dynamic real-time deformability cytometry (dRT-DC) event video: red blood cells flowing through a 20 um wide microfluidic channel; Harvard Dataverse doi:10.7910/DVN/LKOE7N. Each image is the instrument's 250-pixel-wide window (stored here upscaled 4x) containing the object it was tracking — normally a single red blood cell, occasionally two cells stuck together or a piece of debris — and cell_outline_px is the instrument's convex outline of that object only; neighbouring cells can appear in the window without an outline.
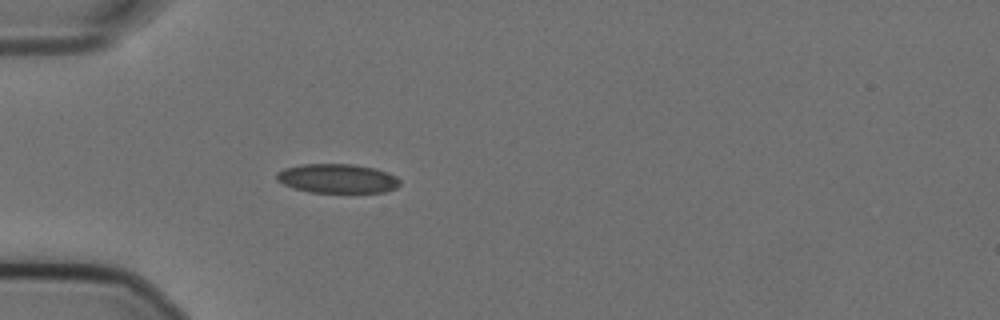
{"species": "Egyptian fruit bat (a non-hibernating species)", "species_latin": "Rousettus aegyptiacus", "temperature_condition": "cold", "stored_images_in_passage": 41, "camera_frame_rate_fps": 3000, "um_per_image_px": 0.085, "animal": {"sex": "female"}, "frame": {"image": 1, "passage_image": 1, "time_ms": 0.0, "image_size_px": [1000, 320], "cell_outline_px": [[400, 184], [396, 188], [384, 192], [308, 192], [292, 188], [276, 180], [276, 172], [284, 168], [304, 164], [352, 164], [376, 168], [388, 172], [396, 176], [400, 180]], "centroid_in_image_um": [28.67, 15.17], "position_along_channel_um": 56.3, "area_um2": 21.1}}
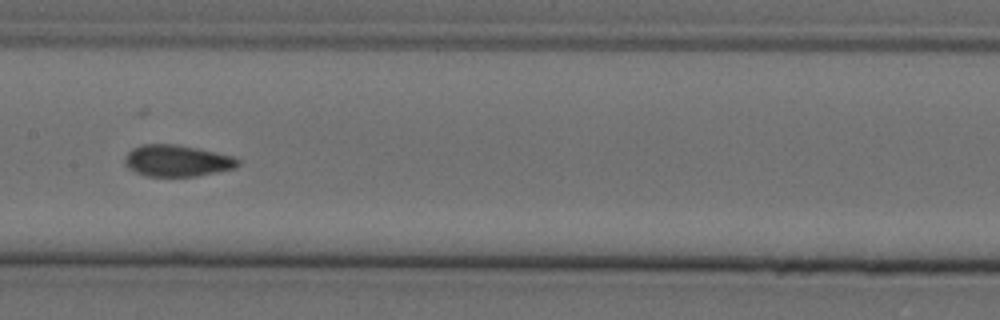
{"frame": {"image": 2, "passage_image": 13, "time_ms": 4.0, "image_size_px": [1000, 320], "cell_outline_px": [[240, 164], [236, 168], [196, 176], [148, 176], [136, 172], [128, 168], [124, 164], [124, 160], [128, 152], [132, 148], [140, 144], [176, 144], [216, 152], [232, 156], [240, 160]], "centroid_in_image_um": [15.04, 13.66], "position_along_channel_um": 192.4, "area_um2": 20.81}}
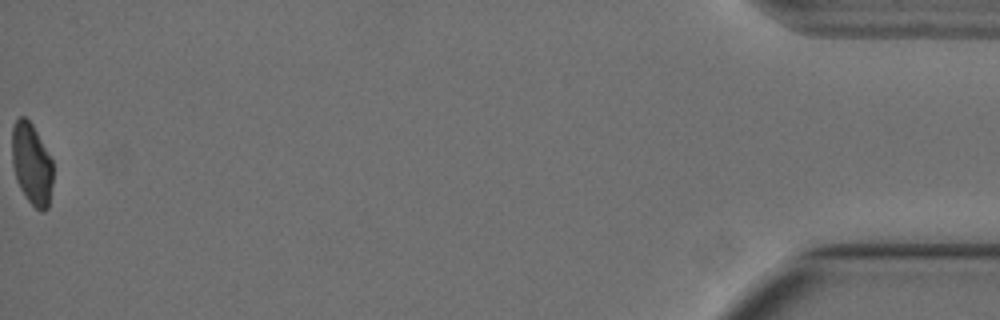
{"frame": {"image": 3, "passage_image": 41, "time_ms": 13.333, "image_size_px": [1000, 320], "cell_outline_px": [[52, 184], [48, 208], [44, 212], [40, 212], [28, 200], [20, 188], [16, 180], [12, 164], [12, 128], [16, 120], [20, 116], [24, 116], [32, 124], [52, 160]], "centroid_in_image_um": [2.68, 13.96], "position_along_channel_um": 432.5, "area_um2": 19.42}, "authors_computed_cell_mechanics": {"area_um2": 20.7502, "velocity_mm_per_s": 3.573, "shape_relaxation_time_tau1_ms": null, "shape_relaxation_time_tau2_ms": 1.6479, "deformation_change_tau1": null, "deformation_change_tau2": 0.0503}}